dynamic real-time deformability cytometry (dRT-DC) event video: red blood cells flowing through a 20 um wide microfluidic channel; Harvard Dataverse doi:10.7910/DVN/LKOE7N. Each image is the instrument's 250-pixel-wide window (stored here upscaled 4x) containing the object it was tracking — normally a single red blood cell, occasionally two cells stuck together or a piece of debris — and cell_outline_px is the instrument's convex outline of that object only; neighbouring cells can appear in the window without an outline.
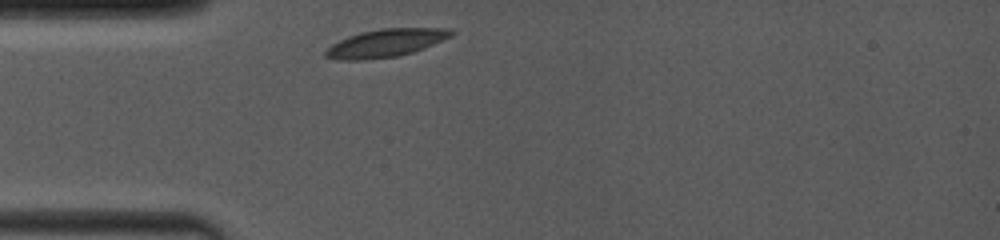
{"species": "common noctule bat (a hibernating species)", "species_latin": "Nyctalus noctula", "temperature_condition": "room temperature", "stored_images_in_passage": 37, "camera_frame_rate_fps": 4000, "um_per_image_px": 0.085, "animal": {"sex": "female", "body_mass_g": 19.0, "forearm_length_mm": 53.3}, "frame": {"image": 1, "passage_image": 1, "time_ms": 0.0, "image_size_px": [1000, 240], "cell_outline_px": [[456, 32], [452, 36], [424, 48], [412, 52], [396, 56], [360, 60], [336, 60], [324, 56], [324, 52], [332, 44], [348, 36], [360, 32], [380, 28], [448, 28]], "centroid_in_image_um": [32.78, 3.65], "position_along_channel_um": 52.2, "area_um2": 20.4}}
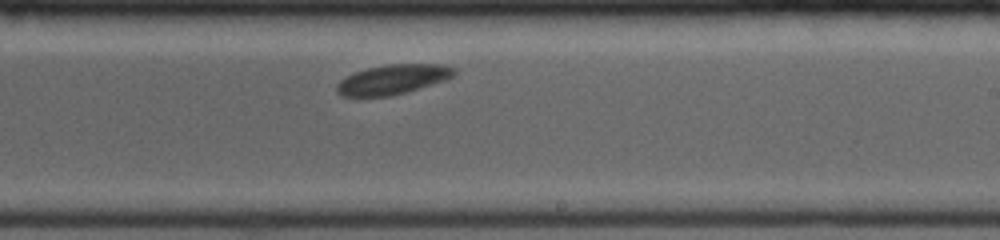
{"frame": {"image": 2, "passage_image": 22, "time_ms": 5.5, "image_size_px": [1000, 240], "cell_outline_px": [[456, 72], [448, 80], [404, 92], [388, 96], [344, 96], [336, 92], [336, 84], [340, 80], [356, 72], [368, 68], [388, 64], [440, 64], [452, 68]], "centroid_in_image_um": [33.38, 6.75], "position_along_channel_um": 255.6, "area_um2": 20.0}}
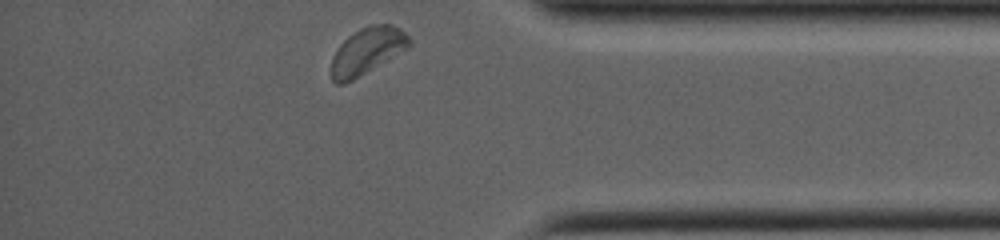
{"frame": {"image": 3, "passage_image": 37, "time_ms": 9.5, "image_size_px": [1000, 240], "cell_outline_px": [[412, 44], [408, 48], [352, 80], [344, 84], [336, 84], [332, 80], [332, 56], [340, 44], [348, 36], [360, 28], [368, 24], [392, 24], [400, 28], [412, 40]], "centroid_in_image_um": [31.22, 4.31], "position_along_channel_um": 404.0, "area_um2": 21.1}}